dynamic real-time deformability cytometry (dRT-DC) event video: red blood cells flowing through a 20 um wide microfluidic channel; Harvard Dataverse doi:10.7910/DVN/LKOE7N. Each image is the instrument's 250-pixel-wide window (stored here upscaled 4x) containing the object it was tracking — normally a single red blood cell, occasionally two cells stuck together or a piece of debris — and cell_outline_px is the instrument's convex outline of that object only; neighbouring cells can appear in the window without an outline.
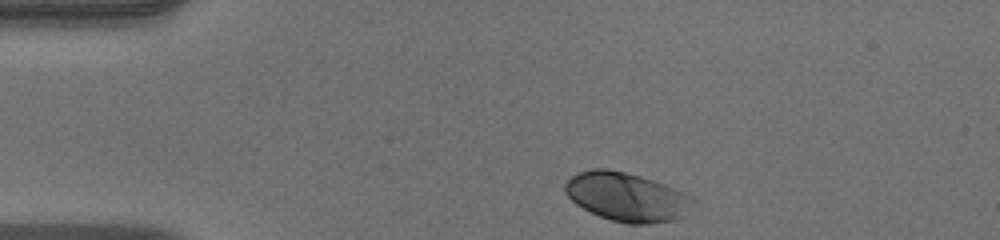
{"species": "human", "species_latin": "Homo sapiens", "temperature_condition": "warm", "stored_images_in_passage": 34, "camera_frame_rate_fps": 3000, "um_per_image_px": 0.085, "donor": {"sex": "male"}, "frame": {"image": 1, "passage_image": 1, "time_ms": 0.0, "image_size_px": [1000, 240], "cell_outline_px": [[688, 196], [684, 216], [676, 220], [648, 224], [628, 224], [612, 220], [600, 216], [576, 204], [564, 192], [564, 184], [572, 176], [580, 172], [592, 168], [604, 168], [624, 172], [640, 176], [664, 184]], "centroid_in_image_um": [53.16, 16.74], "position_along_channel_um": 31.8, "area_um2": 35.37}}
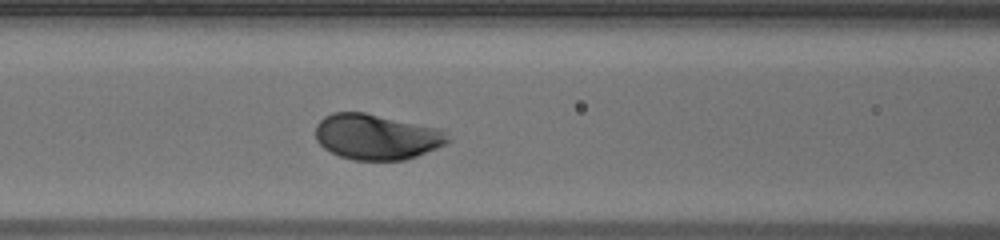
{"frame": {"image": 2, "passage_image": 13, "time_ms": 4.0, "image_size_px": [1000, 240], "cell_outline_px": [[452, 140], [436, 148], [416, 156], [404, 160], [352, 160], [340, 156], [324, 148], [316, 140], [316, 124], [324, 116], [332, 112], [364, 112], [440, 128]], "centroid_in_image_um": [31.99, 11.62], "position_along_channel_um": 134.6, "area_um2": 35.08}}
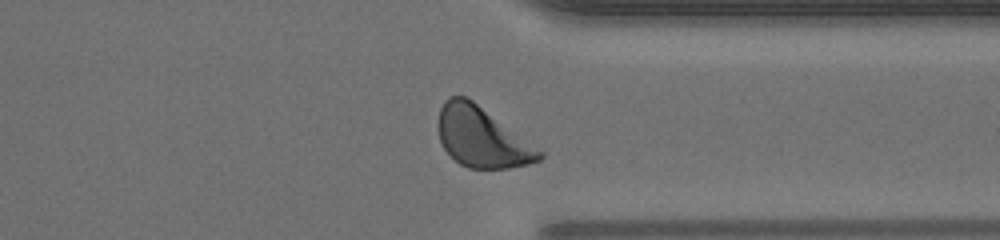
{"frame": {"image": 3, "passage_image": 31, "time_ms": 10.0, "image_size_px": [1000, 240], "cell_outline_px": [[544, 156], [540, 160], [528, 164], [508, 168], [468, 168], [460, 164], [444, 148], [440, 140], [436, 124], [440, 108], [444, 100], [448, 96], [468, 96], [544, 152]], "centroid_in_image_um": [40.94, 11.64], "position_along_channel_um": 370.5, "area_um2": 35.6}, "authors_computed_cell_mechanics": {"area_um2": 34.4488, "velocity_mm_per_s": 3.9506, "shape_relaxation_time_tau1_ms": 1.1414, "shape_relaxation_time_tau2_ms": null, "deformation_change_tau1": 0.1126, "deformation_change_tau2": null}}